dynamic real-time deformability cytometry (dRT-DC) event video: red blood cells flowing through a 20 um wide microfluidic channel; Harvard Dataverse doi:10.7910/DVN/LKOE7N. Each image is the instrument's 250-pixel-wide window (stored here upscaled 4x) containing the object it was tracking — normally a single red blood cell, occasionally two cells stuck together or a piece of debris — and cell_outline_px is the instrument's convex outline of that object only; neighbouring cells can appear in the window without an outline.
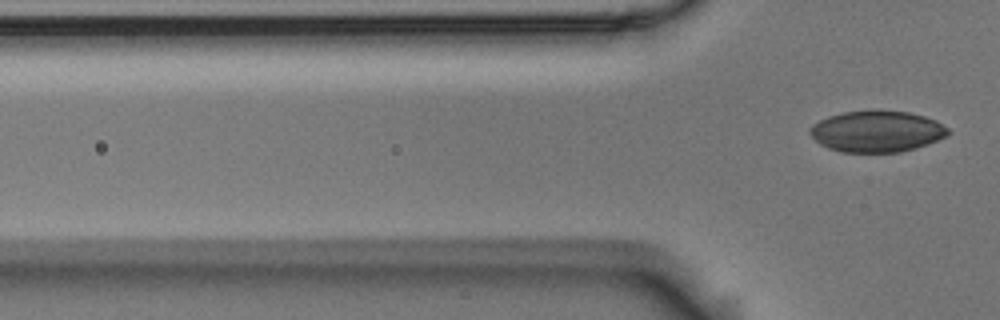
{"species": "Egyptian fruit bat (a non-hibernating species)", "species_latin": "Rousettus aegyptiacus", "temperature_condition": "room temperature", "stored_images_in_passage": 4, "camera_frame_rate_fps": 3000, "um_per_image_px": 0.085, "animal": {"sex": "male"}, "frame": {"image": 1, "passage_image": 4, "time_ms": 1.0, "image_size_px": [1000, 320], "cell_outline_px": [[952, 132], [928, 144], [900, 152], [840, 152], [828, 148], [820, 144], [808, 132], [808, 128], [812, 124], [828, 116], [844, 112], [908, 112], [924, 116], [936, 120], [948, 128]], "centroid_in_image_um": [74.51, 11.19], "position_along_channel_um": 51.3, "area_um2": 32.77}}